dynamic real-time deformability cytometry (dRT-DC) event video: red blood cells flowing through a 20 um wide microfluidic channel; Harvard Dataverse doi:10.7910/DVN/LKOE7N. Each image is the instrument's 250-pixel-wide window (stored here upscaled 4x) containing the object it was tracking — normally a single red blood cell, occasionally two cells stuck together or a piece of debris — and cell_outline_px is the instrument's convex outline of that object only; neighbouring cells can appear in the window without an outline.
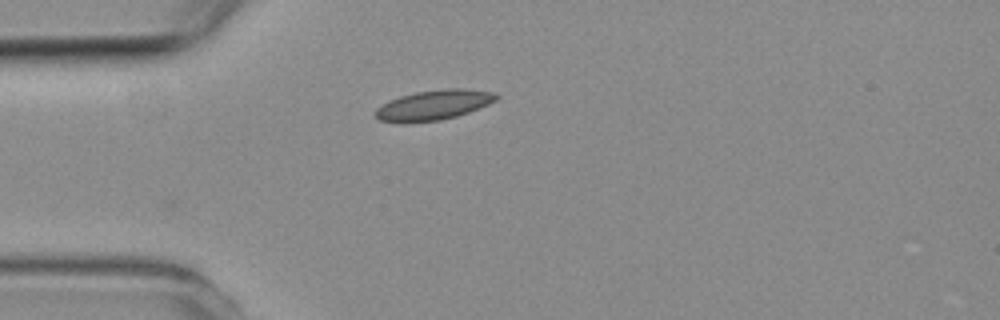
{"species": "common noctule bat (a hibernating species)", "species_latin": "Nyctalus noctula", "temperature_condition": "room temperature", "stored_images_in_passage": 2, "camera_frame_rate_fps": 3000, "um_per_image_px": 0.085, "animal": {"sex": "female", "body_mass_g": 19.3, "forearm_length_mm": 54.1}, "frame": {"image": 1, "passage_image": 2, "time_ms": 1.0, "image_size_px": [1000, 320], "cell_outline_px": [[500, 96], [496, 100], [488, 104], [468, 112], [456, 116], [440, 120], [380, 120], [372, 112], [376, 108], [388, 100], [400, 96], [416, 92], [448, 88], [460, 88], [496, 92]], "centroid_in_image_um": [36.91, 8.88], "position_along_channel_um": 48.1, "area_um2": 20.46}}